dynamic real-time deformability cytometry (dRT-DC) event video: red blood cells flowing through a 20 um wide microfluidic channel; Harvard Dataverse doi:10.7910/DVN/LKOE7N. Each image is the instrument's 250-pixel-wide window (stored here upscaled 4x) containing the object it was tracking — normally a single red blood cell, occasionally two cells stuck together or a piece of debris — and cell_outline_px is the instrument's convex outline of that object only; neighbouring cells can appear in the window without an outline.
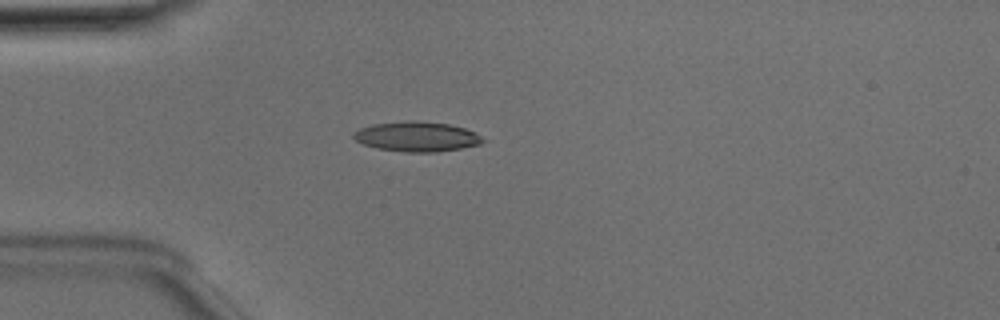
{"species": "Egyptian fruit bat (a non-hibernating species)", "species_latin": "Rousettus aegyptiacus", "temperature_condition": "room temperature", "stored_images_in_passage": 5, "camera_frame_rate_fps": 3000, "um_per_image_px": 0.085, "animal": {"sex": "male"}, "frame": {"image": 1, "passage_image": 3, "time_ms": 0.667, "image_size_px": [1000, 320], "cell_outline_px": [[484, 140], [480, 144], [460, 148], [436, 152], [404, 152], [376, 148], [364, 144], [356, 140], [352, 136], [352, 132], [360, 128], [372, 124], [408, 120], [416, 120], [448, 124], [464, 128], [476, 132]], "centroid_in_image_um": [35.39, 11.6], "position_along_channel_um": 49.6, "area_um2": 22.54}}